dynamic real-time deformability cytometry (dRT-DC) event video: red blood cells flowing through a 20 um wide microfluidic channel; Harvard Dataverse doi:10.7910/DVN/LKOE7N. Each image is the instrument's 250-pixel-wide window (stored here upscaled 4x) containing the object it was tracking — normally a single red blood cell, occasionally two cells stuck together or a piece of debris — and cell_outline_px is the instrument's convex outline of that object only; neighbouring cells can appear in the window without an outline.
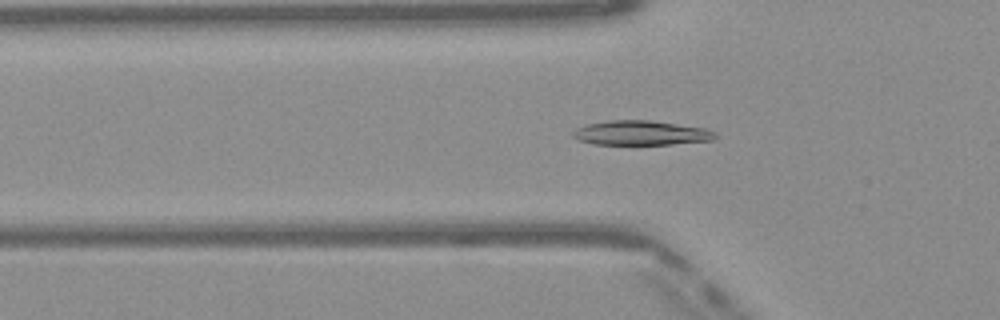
{"species": "Egyptian fruit bat (a non-hibernating species)", "species_latin": "Rousettus aegyptiacus", "temperature_condition": "warm", "stored_images_in_passage": 49, "camera_frame_rate_fps": 3000, "um_per_image_px": 0.085, "frame": {"image": 1, "passage_image": 16, "time_ms": 5.0, "image_size_px": [1000, 320], "cell_outline_px": [[716, 140], [672, 144], [592, 144], [580, 140], [572, 136], [572, 132], [576, 128], [584, 124], [608, 120], [648, 120], [708, 128], [716, 132]], "centroid_in_image_um": [54.5, 11.29], "position_along_channel_um": 71.3, "area_um2": 20.52}}
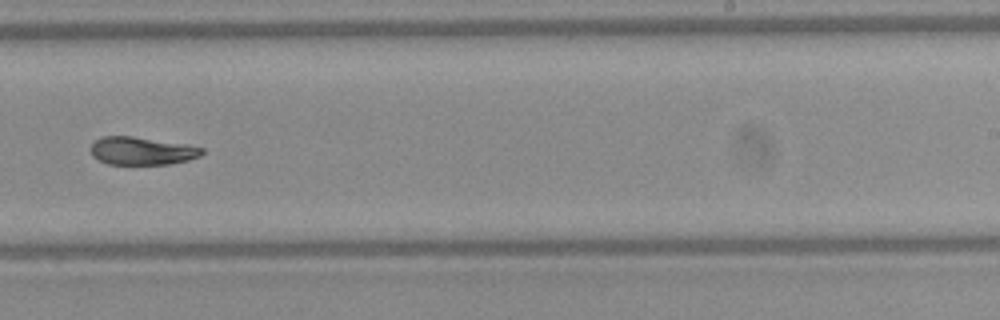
{"frame": {"image": 2, "passage_image": 31, "time_ms": 10.0, "image_size_px": [1000, 320], "cell_outline_px": [[204, 152], [200, 156], [188, 160], [168, 164], [108, 164], [92, 156], [92, 144], [100, 136], [132, 136], [188, 144], [204, 148]], "centroid_in_image_um": [12.09, 12.82], "position_along_channel_um": 276.9, "area_um2": 18.09}}
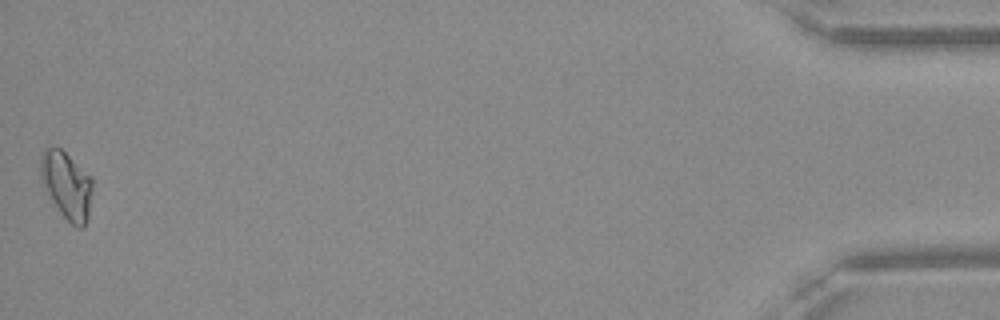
{"frame": {"image": 3, "passage_image": 49, "time_ms": 16.0, "image_size_px": [1000, 320], "cell_outline_px": [[92, 188], [88, 220], [84, 228], [76, 228], [60, 212], [52, 200], [40, 176], [40, 156], [44, 148], [60, 148], [92, 176]], "centroid_in_image_um": [5.69, 15.75], "position_along_channel_um": 429.5, "area_um2": 20.23}, "authors_computed_cell_mechanics": {"area_um2": 19.1896, "velocity_mm_per_s": 4.0969, "shape_relaxation_time_tau1_ms": 5.3573, "shape_relaxation_time_tau2_ms": 4.3928, "deformation_change_tau1": 0.1563, "deformation_change_tau2": 0.0834}}